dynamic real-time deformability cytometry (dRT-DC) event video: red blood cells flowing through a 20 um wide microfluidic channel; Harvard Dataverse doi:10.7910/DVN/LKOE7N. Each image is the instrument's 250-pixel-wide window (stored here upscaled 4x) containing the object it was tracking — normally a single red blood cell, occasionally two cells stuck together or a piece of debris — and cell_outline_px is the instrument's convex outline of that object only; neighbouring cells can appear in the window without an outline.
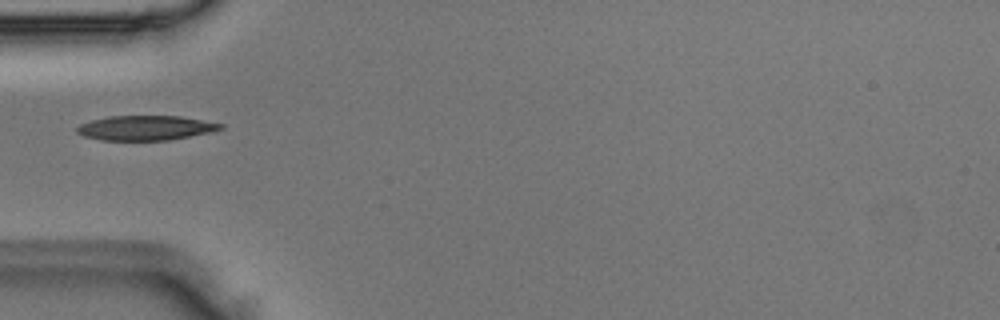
{"species": "Egyptian fruit bat (a non-hibernating species)", "species_latin": "Rousettus aegyptiacus", "temperature_condition": "room temperature", "stored_images_in_passage": 3, "camera_frame_rate_fps": 3000, "um_per_image_px": 0.085, "animal": {"sex": "male"}, "frame": {"image": 1, "passage_image": 2, "time_ms": 0.333, "image_size_px": [1000, 320], "cell_outline_px": [[224, 128], [212, 132], [168, 140], [100, 140], [84, 136], [76, 132], [76, 128], [80, 124], [92, 120], [108, 116], [180, 116], [224, 124]], "centroid_in_image_um": [12.38, 10.87], "position_along_channel_um": 72.6, "area_um2": 20.63}}
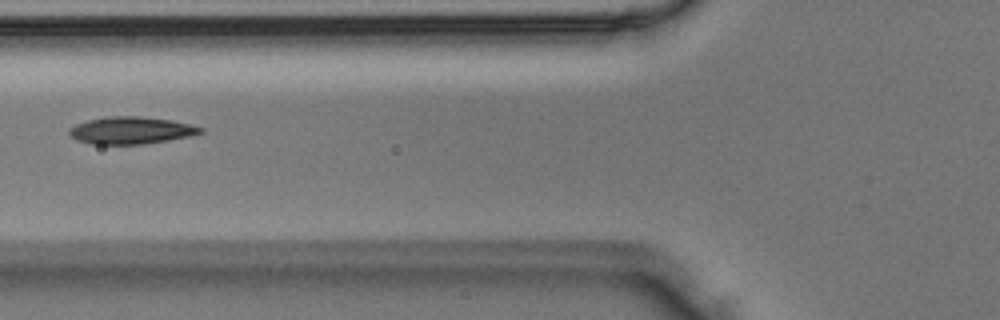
{"frame": {"image": 2, "passage_image": 3, "time_ms": 0.667, "image_size_px": [1000, 320], "cell_outline_px": [[204, 132], [192, 136], [144, 144], [92, 144], [76, 140], [68, 132], [68, 128], [76, 124], [88, 120], [108, 116], [136, 116], [172, 120], [204, 128]], "centroid_in_image_um": [11.14, 11.08], "position_along_channel_um": 114.7, "area_um2": 20.81}}